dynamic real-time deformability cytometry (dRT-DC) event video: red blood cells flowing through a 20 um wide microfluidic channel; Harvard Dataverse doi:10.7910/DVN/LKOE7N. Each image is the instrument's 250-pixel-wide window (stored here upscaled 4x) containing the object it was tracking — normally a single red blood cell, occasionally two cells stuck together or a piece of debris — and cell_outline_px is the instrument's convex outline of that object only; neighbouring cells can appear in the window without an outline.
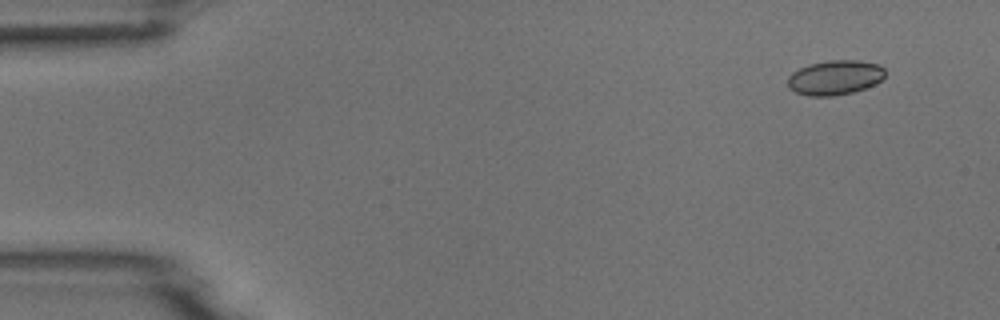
{"species": "common noctule bat (a hibernating species)", "species_latin": "Nyctalus noctula", "temperature_condition": "room temperature", "stored_images_in_passage": 6, "camera_frame_rate_fps": 3000, "um_per_image_px": 0.085, "animal": {"sex": "male", "body_mass_g": 18.8}, "frame": {"image": 1, "passage_image": 1, "time_ms": 0.0, "image_size_px": [1000, 320], "cell_outline_px": [[884, 76], [880, 80], [864, 88], [852, 92], [832, 96], [808, 96], [796, 92], [788, 88], [788, 76], [792, 72], [808, 64], [828, 60], [860, 60], [880, 64], [884, 68]], "centroid_in_image_um": [70.94, 6.58], "position_along_channel_um": 14.1, "area_um2": 19.65}}
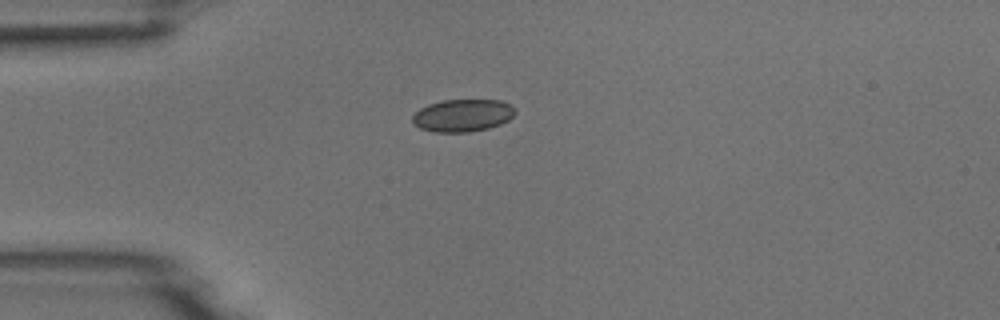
{"frame": {"image": 2, "passage_image": 4, "time_ms": 3.333, "image_size_px": [1000, 320], "cell_outline_px": [[516, 112], [508, 120], [500, 124], [488, 128], [468, 132], [432, 132], [420, 128], [412, 124], [412, 116], [420, 108], [428, 104], [444, 100], [500, 100], [512, 104], [516, 108]], "centroid_in_image_um": [39.32, 9.81], "position_along_channel_um": 45.7, "area_um2": 19.59}}
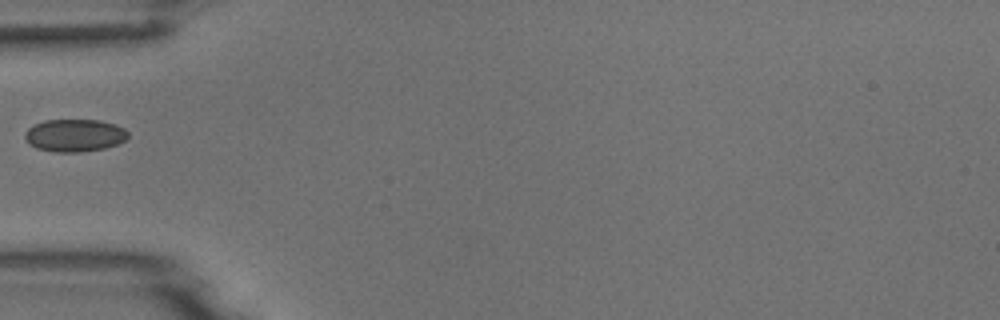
{"frame": {"image": 3, "passage_image": 5, "time_ms": 4.667, "image_size_px": [1000, 320], "cell_outline_px": [[128, 136], [124, 140], [116, 144], [104, 148], [80, 152], [56, 152], [36, 148], [28, 144], [24, 136], [24, 132], [28, 128], [44, 120], [100, 120], [116, 124], [124, 128], [128, 132]], "centroid_in_image_um": [6.32, 11.5], "position_along_channel_um": 78.7, "area_um2": 19.59}}